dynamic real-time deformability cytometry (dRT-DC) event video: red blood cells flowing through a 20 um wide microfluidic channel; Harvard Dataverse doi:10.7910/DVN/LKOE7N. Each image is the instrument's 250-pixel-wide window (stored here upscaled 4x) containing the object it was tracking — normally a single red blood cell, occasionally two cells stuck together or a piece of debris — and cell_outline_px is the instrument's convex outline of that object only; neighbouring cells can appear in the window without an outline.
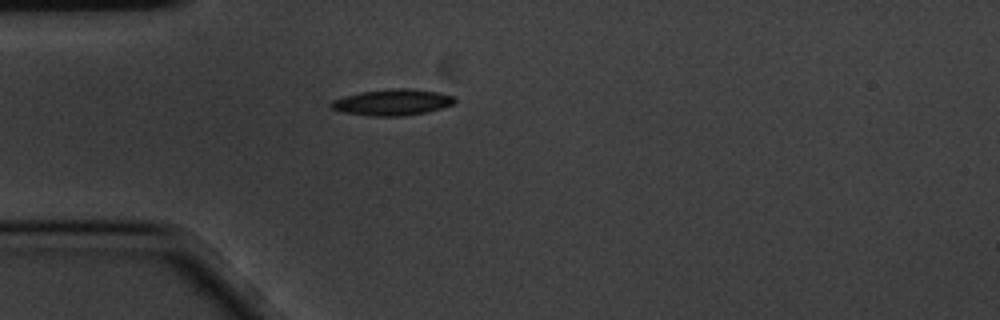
{"species": "common noctule bat (a hibernating species)", "species_latin": "Nyctalus noctula", "temperature_condition": "cold", "stored_images_in_passage": 2, "camera_frame_rate_fps": 3000, "um_per_image_px": 0.085, "animal": {"sex": "male", "body_mass_g": 20.1, "forearm_length_mm": 53.5}, "frame": {"image": 1, "passage_image": 1, "time_ms": 0.0, "image_size_px": [1000, 320], "cell_outline_px": [[456, 100], [452, 104], [428, 112], [404, 116], [368, 116], [344, 112], [332, 108], [328, 104], [332, 100], [344, 96], [360, 92], [392, 88], [408, 88], [440, 92], [452, 96]], "centroid_in_image_um": [33.33, 8.69], "position_along_channel_um": 51.7, "area_um2": 18.9}}